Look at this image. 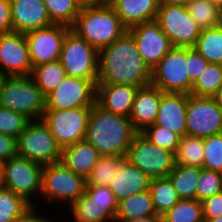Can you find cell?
I'll return each mask as SVG.
<instances>
[{"instance_id": "obj_25", "label": "cell", "mask_w": 222, "mask_h": 222, "mask_svg": "<svg viewBox=\"0 0 222 222\" xmlns=\"http://www.w3.org/2000/svg\"><path fill=\"white\" fill-rule=\"evenodd\" d=\"M157 214L150 191L133 194L118 202L115 220L145 218Z\"/></svg>"}, {"instance_id": "obj_15", "label": "cell", "mask_w": 222, "mask_h": 222, "mask_svg": "<svg viewBox=\"0 0 222 222\" xmlns=\"http://www.w3.org/2000/svg\"><path fill=\"white\" fill-rule=\"evenodd\" d=\"M70 27L61 24L25 33L33 67L60 60L62 45Z\"/></svg>"}, {"instance_id": "obj_54", "label": "cell", "mask_w": 222, "mask_h": 222, "mask_svg": "<svg viewBox=\"0 0 222 222\" xmlns=\"http://www.w3.org/2000/svg\"><path fill=\"white\" fill-rule=\"evenodd\" d=\"M7 78V75L4 74L1 70H0V91L2 89L3 83L5 81V79Z\"/></svg>"}, {"instance_id": "obj_8", "label": "cell", "mask_w": 222, "mask_h": 222, "mask_svg": "<svg viewBox=\"0 0 222 222\" xmlns=\"http://www.w3.org/2000/svg\"><path fill=\"white\" fill-rule=\"evenodd\" d=\"M99 51L73 31L66 34L60 56L66 74L71 77L98 80Z\"/></svg>"}, {"instance_id": "obj_24", "label": "cell", "mask_w": 222, "mask_h": 222, "mask_svg": "<svg viewBox=\"0 0 222 222\" xmlns=\"http://www.w3.org/2000/svg\"><path fill=\"white\" fill-rule=\"evenodd\" d=\"M102 155L85 139L62 149L61 161L68 169L87 179Z\"/></svg>"}, {"instance_id": "obj_30", "label": "cell", "mask_w": 222, "mask_h": 222, "mask_svg": "<svg viewBox=\"0 0 222 222\" xmlns=\"http://www.w3.org/2000/svg\"><path fill=\"white\" fill-rule=\"evenodd\" d=\"M174 154L175 164L202 168L204 139L186 134L180 138L179 145Z\"/></svg>"}, {"instance_id": "obj_56", "label": "cell", "mask_w": 222, "mask_h": 222, "mask_svg": "<svg viewBox=\"0 0 222 222\" xmlns=\"http://www.w3.org/2000/svg\"><path fill=\"white\" fill-rule=\"evenodd\" d=\"M210 3L219 6H222V0H208Z\"/></svg>"}, {"instance_id": "obj_20", "label": "cell", "mask_w": 222, "mask_h": 222, "mask_svg": "<svg viewBox=\"0 0 222 222\" xmlns=\"http://www.w3.org/2000/svg\"><path fill=\"white\" fill-rule=\"evenodd\" d=\"M139 87L124 84H97L96 102L105 110L130 116Z\"/></svg>"}, {"instance_id": "obj_43", "label": "cell", "mask_w": 222, "mask_h": 222, "mask_svg": "<svg viewBox=\"0 0 222 222\" xmlns=\"http://www.w3.org/2000/svg\"><path fill=\"white\" fill-rule=\"evenodd\" d=\"M186 61L189 80L194 84L209 62L194 47H186Z\"/></svg>"}, {"instance_id": "obj_10", "label": "cell", "mask_w": 222, "mask_h": 222, "mask_svg": "<svg viewBox=\"0 0 222 222\" xmlns=\"http://www.w3.org/2000/svg\"><path fill=\"white\" fill-rule=\"evenodd\" d=\"M91 109L92 107L45 109L41 119L63 149L85 139Z\"/></svg>"}, {"instance_id": "obj_29", "label": "cell", "mask_w": 222, "mask_h": 222, "mask_svg": "<svg viewBox=\"0 0 222 222\" xmlns=\"http://www.w3.org/2000/svg\"><path fill=\"white\" fill-rule=\"evenodd\" d=\"M66 75L60 60L35 66L31 72V77L44 96L55 90Z\"/></svg>"}, {"instance_id": "obj_36", "label": "cell", "mask_w": 222, "mask_h": 222, "mask_svg": "<svg viewBox=\"0 0 222 222\" xmlns=\"http://www.w3.org/2000/svg\"><path fill=\"white\" fill-rule=\"evenodd\" d=\"M124 159L125 157L119 156H101L86 179L87 185L109 186Z\"/></svg>"}, {"instance_id": "obj_6", "label": "cell", "mask_w": 222, "mask_h": 222, "mask_svg": "<svg viewBox=\"0 0 222 222\" xmlns=\"http://www.w3.org/2000/svg\"><path fill=\"white\" fill-rule=\"evenodd\" d=\"M62 148L42 119L30 120L17 139V155L42 165L61 161Z\"/></svg>"}, {"instance_id": "obj_11", "label": "cell", "mask_w": 222, "mask_h": 222, "mask_svg": "<svg viewBox=\"0 0 222 222\" xmlns=\"http://www.w3.org/2000/svg\"><path fill=\"white\" fill-rule=\"evenodd\" d=\"M186 47H173L151 69V84L162 92L191 94Z\"/></svg>"}, {"instance_id": "obj_5", "label": "cell", "mask_w": 222, "mask_h": 222, "mask_svg": "<svg viewBox=\"0 0 222 222\" xmlns=\"http://www.w3.org/2000/svg\"><path fill=\"white\" fill-rule=\"evenodd\" d=\"M87 181L68 169L62 162L43 165L41 197L55 204L68 203L71 206L85 192Z\"/></svg>"}, {"instance_id": "obj_13", "label": "cell", "mask_w": 222, "mask_h": 222, "mask_svg": "<svg viewBox=\"0 0 222 222\" xmlns=\"http://www.w3.org/2000/svg\"><path fill=\"white\" fill-rule=\"evenodd\" d=\"M186 134L207 138L222 133V107L212 97L188 94Z\"/></svg>"}, {"instance_id": "obj_2", "label": "cell", "mask_w": 222, "mask_h": 222, "mask_svg": "<svg viewBox=\"0 0 222 222\" xmlns=\"http://www.w3.org/2000/svg\"><path fill=\"white\" fill-rule=\"evenodd\" d=\"M138 131L128 117L92 106L85 140L102 155L125 157Z\"/></svg>"}, {"instance_id": "obj_52", "label": "cell", "mask_w": 222, "mask_h": 222, "mask_svg": "<svg viewBox=\"0 0 222 222\" xmlns=\"http://www.w3.org/2000/svg\"><path fill=\"white\" fill-rule=\"evenodd\" d=\"M216 28L222 31V6L218 7Z\"/></svg>"}, {"instance_id": "obj_9", "label": "cell", "mask_w": 222, "mask_h": 222, "mask_svg": "<svg viewBox=\"0 0 222 222\" xmlns=\"http://www.w3.org/2000/svg\"><path fill=\"white\" fill-rule=\"evenodd\" d=\"M125 159L152 178L168 177L175 166V154L159 148L141 132L134 137Z\"/></svg>"}, {"instance_id": "obj_12", "label": "cell", "mask_w": 222, "mask_h": 222, "mask_svg": "<svg viewBox=\"0 0 222 222\" xmlns=\"http://www.w3.org/2000/svg\"><path fill=\"white\" fill-rule=\"evenodd\" d=\"M156 21L173 47H194L202 31L184 6L160 5Z\"/></svg>"}, {"instance_id": "obj_48", "label": "cell", "mask_w": 222, "mask_h": 222, "mask_svg": "<svg viewBox=\"0 0 222 222\" xmlns=\"http://www.w3.org/2000/svg\"><path fill=\"white\" fill-rule=\"evenodd\" d=\"M114 222H163L162 215L155 214L145 218L130 219V220H115Z\"/></svg>"}, {"instance_id": "obj_47", "label": "cell", "mask_w": 222, "mask_h": 222, "mask_svg": "<svg viewBox=\"0 0 222 222\" xmlns=\"http://www.w3.org/2000/svg\"><path fill=\"white\" fill-rule=\"evenodd\" d=\"M36 207L39 206L32 205L29 207L15 222H51L46 215H43V217L39 215Z\"/></svg>"}, {"instance_id": "obj_53", "label": "cell", "mask_w": 222, "mask_h": 222, "mask_svg": "<svg viewBox=\"0 0 222 222\" xmlns=\"http://www.w3.org/2000/svg\"><path fill=\"white\" fill-rule=\"evenodd\" d=\"M204 222H222V215L216 218H203Z\"/></svg>"}, {"instance_id": "obj_34", "label": "cell", "mask_w": 222, "mask_h": 222, "mask_svg": "<svg viewBox=\"0 0 222 222\" xmlns=\"http://www.w3.org/2000/svg\"><path fill=\"white\" fill-rule=\"evenodd\" d=\"M222 85V65L208 63L199 78L192 85L191 95L212 97Z\"/></svg>"}, {"instance_id": "obj_44", "label": "cell", "mask_w": 222, "mask_h": 222, "mask_svg": "<svg viewBox=\"0 0 222 222\" xmlns=\"http://www.w3.org/2000/svg\"><path fill=\"white\" fill-rule=\"evenodd\" d=\"M201 203L203 218H216L222 215V192L204 199Z\"/></svg>"}, {"instance_id": "obj_35", "label": "cell", "mask_w": 222, "mask_h": 222, "mask_svg": "<svg viewBox=\"0 0 222 222\" xmlns=\"http://www.w3.org/2000/svg\"><path fill=\"white\" fill-rule=\"evenodd\" d=\"M31 206L22 196L0 188V222H15Z\"/></svg>"}, {"instance_id": "obj_51", "label": "cell", "mask_w": 222, "mask_h": 222, "mask_svg": "<svg viewBox=\"0 0 222 222\" xmlns=\"http://www.w3.org/2000/svg\"><path fill=\"white\" fill-rule=\"evenodd\" d=\"M212 98L222 107V85L217 89Z\"/></svg>"}, {"instance_id": "obj_32", "label": "cell", "mask_w": 222, "mask_h": 222, "mask_svg": "<svg viewBox=\"0 0 222 222\" xmlns=\"http://www.w3.org/2000/svg\"><path fill=\"white\" fill-rule=\"evenodd\" d=\"M162 217L163 222H204L202 203L197 199H180Z\"/></svg>"}, {"instance_id": "obj_33", "label": "cell", "mask_w": 222, "mask_h": 222, "mask_svg": "<svg viewBox=\"0 0 222 222\" xmlns=\"http://www.w3.org/2000/svg\"><path fill=\"white\" fill-rule=\"evenodd\" d=\"M48 16L53 24L71 27L81 11L76 0H43Z\"/></svg>"}, {"instance_id": "obj_23", "label": "cell", "mask_w": 222, "mask_h": 222, "mask_svg": "<svg viewBox=\"0 0 222 222\" xmlns=\"http://www.w3.org/2000/svg\"><path fill=\"white\" fill-rule=\"evenodd\" d=\"M108 4L129 29L144 22L156 20L159 0H108Z\"/></svg>"}, {"instance_id": "obj_49", "label": "cell", "mask_w": 222, "mask_h": 222, "mask_svg": "<svg viewBox=\"0 0 222 222\" xmlns=\"http://www.w3.org/2000/svg\"><path fill=\"white\" fill-rule=\"evenodd\" d=\"M81 7L83 6H99L108 3V0H76Z\"/></svg>"}, {"instance_id": "obj_27", "label": "cell", "mask_w": 222, "mask_h": 222, "mask_svg": "<svg viewBox=\"0 0 222 222\" xmlns=\"http://www.w3.org/2000/svg\"><path fill=\"white\" fill-rule=\"evenodd\" d=\"M200 176V167L177 164L168 175L181 199H196V187Z\"/></svg>"}, {"instance_id": "obj_38", "label": "cell", "mask_w": 222, "mask_h": 222, "mask_svg": "<svg viewBox=\"0 0 222 222\" xmlns=\"http://www.w3.org/2000/svg\"><path fill=\"white\" fill-rule=\"evenodd\" d=\"M147 139L159 148L176 152L180 142V136L169 129L155 124L147 126L141 132Z\"/></svg>"}, {"instance_id": "obj_46", "label": "cell", "mask_w": 222, "mask_h": 222, "mask_svg": "<svg viewBox=\"0 0 222 222\" xmlns=\"http://www.w3.org/2000/svg\"><path fill=\"white\" fill-rule=\"evenodd\" d=\"M12 31L10 0H0V35Z\"/></svg>"}, {"instance_id": "obj_40", "label": "cell", "mask_w": 222, "mask_h": 222, "mask_svg": "<svg viewBox=\"0 0 222 222\" xmlns=\"http://www.w3.org/2000/svg\"><path fill=\"white\" fill-rule=\"evenodd\" d=\"M222 192V173L201 168V176L196 187V199L202 202Z\"/></svg>"}, {"instance_id": "obj_17", "label": "cell", "mask_w": 222, "mask_h": 222, "mask_svg": "<svg viewBox=\"0 0 222 222\" xmlns=\"http://www.w3.org/2000/svg\"><path fill=\"white\" fill-rule=\"evenodd\" d=\"M128 31L134 37L139 54L150 69L173 48L168 36L156 20L135 25Z\"/></svg>"}, {"instance_id": "obj_22", "label": "cell", "mask_w": 222, "mask_h": 222, "mask_svg": "<svg viewBox=\"0 0 222 222\" xmlns=\"http://www.w3.org/2000/svg\"><path fill=\"white\" fill-rule=\"evenodd\" d=\"M161 96L162 91L152 84L140 87L136 92L129 119L138 132L155 123Z\"/></svg>"}, {"instance_id": "obj_28", "label": "cell", "mask_w": 222, "mask_h": 222, "mask_svg": "<svg viewBox=\"0 0 222 222\" xmlns=\"http://www.w3.org/2000/svg\"><path fill=\"white\" fill-rule=\"evenodd\" d=\"M149 191L154 209L159 215L165 214L181 199L169 177L152 178Z\"/></svg>"}, {"instance_id": "obj_37", "label": "cell", "mask_w": 222, "mask_h": 222, "mask_svg": "<svg viewBox=\"0 0 222 222\" xmlns=\"http://www.w3.org/2000/svg\"><path fill=\"white\" fill-rule=\"evenodd\" d=\"M186 9L202 30L216 26L217 5L210 3L208 0H190Z\"/></svg>"}, {"instance_id": "obj_31", "label": "cell", "mask_w": 222, "mask_h": 222, "mask_svg": "<svg viewBox=\"0 0 222 222\" xmlns=\"http://www.w3.org/2000/svg\"><path fill=\"white\" fill-rule=\"evenodd\" d=\"M194 48L209 62L222 65V31L216 27L201 31Z\"/></svg>"}, {"instance_id": "obj_55", "label": "cell", "mask_w": 222, "mask_h": 222, "mask_svg": "<svg viewBox=\"0 0 222 222\" xmlns=\"http://www.w3.org/2000/svg\"><path fill=\"white\" fill-rule=\"evenodd\" d=\"M2 168H3V163L0 162V188L3 187Z\"/></svg>"}, {"instance_id": "obj_18", "label": "cell", "mask_w": 222, "mask_h": 222, "mask_svg": "<svg viewBox=\"0 0 222 222\" xmlns=\"http://www.w3.org/2000/svg\"><path fill=\"white\" fill-rule=\"evenodd\" d=\"M188 94L162 92L155 125L165 127L178 134L186 135Z\"/></svg>"}, {"instance_id": "obj_4", "label": "cell", "mask_w": 222, "mask_h": 222, "mask_svg": "<svg viewBox=\"0 0 222 222\" xmlns=\"http://www.w3.org/2000/svg\"><path fill=\"white\" fill-rule=\"evenodd\" d=\"M0 106L37 120L43 116L45 96L31 75L7 76L0 91Z\"/></svg>"}, {"instance_id": "obj_7", "label": "cell", "mask_w": 222, "mask_h": 222, "mask_svg": "<svg viewBox=\"0 0 222 222\" xmlns=\"http://www.w3.org/2000/svg\"><path fill=\"white\" fill-rule=\"evenodd\" d=\"M42 170L43 165L38 162L19 155L11 157L3 163V187L36 205L33 199L41 195Z\"/></svg>"}, {"instance_id": "obj_41", "label": "cell", "mask_w": 222, "mask_h": 222, "mask_svg": "<svg viewBox=\"0 0 222 222\" xmlns=\"http://www.w3.org/2000/svg\"><path fill=\"white\" fill-rule=\"evenodd\" d=\"M202 168L222 173V133L204 138Z\"/></svg>"}, {"instance_id": "obj_16", "label": "cell", "mask_w": 222, "mask_h": 222, "mask_svg": "<svg viewBox=\"0 0 222 222\" xmlns=\"http://www.w3.org/2000/svg\"><path fill=\"white\" fill-rule=\"evenodd\" d=\"M33 64L25 33L0 35V70L7 76L31 75Z\"/></svg>"}, {"instance_id": "obj_3", "label": "cell", "mask_w": 222, "mask_h": 222, "mask_svg": "<svg viewBox=\"0 0 222 222\" xmlns=\"http://www.w3.org/2000/svg\"><path fill=\"white\" fill-rule=\"evenodd\" d=\"M70 29L98 51L114 43L128 30L108 3L83 6Z\"/></svg>"}, {"instance_id": "obj_50", "label": "cell", "mask_w": 222, "mask_h": 222, "mask_svg": "<svg viewBox=\"0 0 222 222\" xmlns=\"http://www.w3.org/2000/svg\"><path fill=\"white\" fill-rule=\"evenodd\" d=\"M160 5H177L186 7L190 0H159Z\"/></svg>"}, {"instance_id": "obj_45", "label": "cell", "mask_w": 222, "mask_h": 222, "mask_svg": "<svg viewBox=\"0 0 222 222\" xmlns=\"http://www.w3.org/2000/svg\"><path fill=\"white\" fill-rule=\"evenodd\" d=\"M17 155V139L0 133V162L4 163Z\"/></svg>"}, {"instance_id": "obj_42", "label": "cell", "mask_w": 222, "mask_h": 222, "mask_svg": "<svg viewBox=\"0 0 222 222\" xmlns=\"http://www.w3.org/2000/svg\"><path fill=\"white\" fill-rule=\"evenodd\" d=\"M84 194L87 196V205L118 206L114 193L108 186L86 185Z\"/></svg>"}, {"instance_id": "obj_19", "label": "cell", "mask_w": 222, "mask_h": 222, "mask_svg": "<svg viewBox=\"0 0 222 222\" xmlns=\"http://www.w3.org/2000/svg\"><path fill=\"white\" fill-rule=\"evenodd\" d=\"M13 31L26 33L53 24L43 0H10Z\"/></svg>"}, {"instance_id": "obj_21", "label": "cell", "mask_w": 222, "mask_h": 222, "mask_svg": "<svg viewBox=\"0 0 222 222\" xmlns=\"http://www.w3.org/2000/svg\"><path fill=\"white\" fill-rule=\"evenodd\" d=\"M150 182L151 178L148 175L124 159L108 187L119 202L133 194L148 191Z\"/></svg>"}, {"instance_id": "obj_14", "label": "cell", "mask_w": 222, "mask_h": 222, "mask_svg": "<svg viewBox=\"0 0 222 222\" xmlns=\"http://www.w3.org/2000/svg\"><path fill=\"white\" fill-rule=\"evenodd\" d=\"M97 85L88 79L66 75L64 80L45 96V109H76L96 103Z\"/></svg>"}, {"instance_id": "obj_26", "label": "cell", "mask_w": 222, "mask_h": 222, "mask_svg": "<svg viewBox=\"0 0 222 222\" xmlns=\"http://www.w3.org/2000/svg\"><path fill=\"white\" fill-rule=\"evenodd\" d=\"M118 206L87 205V196L83 194L69 210L74 222H114Z\"/></svg>"}, {"instance_id": "obj_1", "label": "cell", "mask_w": 222, "mask_h": 222, "mask_svg": "<svg viewBox=\"0 0 222 222\" xmlns=\"http://www.w3.org/2000/svg\"><path fill=\"white\" fill-rule=\"evenodd\" d=\"M97 84H124L139 88L151 84V69L139 54L128 30L114 43L99 50Z\"/></svg>"}, {"instance_id": "obj_39", "label": "cell", "mask_w": 222, "mask_h": 222, "mask_svg": "<svg viewBox=\"0 0 222 222\" xmlns=\"http://www.w3.org/2000/svg\"><path fill=\"white\" fill-rule=\"evenodd\" d=\"M29 121L24 114L0 106V133L18 139Z\"/></svg>"}]
</instances>
